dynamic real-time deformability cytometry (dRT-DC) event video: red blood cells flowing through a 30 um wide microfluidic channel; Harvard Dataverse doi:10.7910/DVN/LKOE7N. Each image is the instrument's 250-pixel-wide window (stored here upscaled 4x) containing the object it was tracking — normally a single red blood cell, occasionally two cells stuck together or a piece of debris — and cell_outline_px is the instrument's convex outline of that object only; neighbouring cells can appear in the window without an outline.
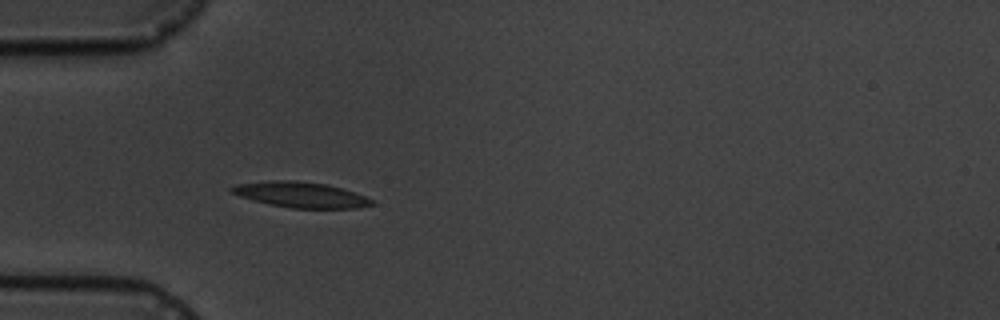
{"species": "common noctule bat (a hibernating species)", "species_latin": "Nyctalus noctula", "temperature_condition": "cold", "stored_images_in_passage": 5, "camera_frame_rate_fps": 3000, "um_per_image_px": 0.085, "animal": {"sex": "male", "body_mass_g": 19.5, "forearm_length_mm": 54.6}, "frame": {"image": 1, "passage_image": 5, "time_ms": 4.667, "image_size_px": [1000, 320], "cell_outline_px": [[376, 204], [360, 208], [292, 208], [268, 204], [252, 200], [240, 196], [232, 192], [228, 188], [236, 184], [272, 180], [292, 180], [328, 184], [364, 196], [372, 200]], "centroid_in_image_um": [25.55, 16.55], "position_along_channel_um": 59.5, "area_um2": 20.81}}